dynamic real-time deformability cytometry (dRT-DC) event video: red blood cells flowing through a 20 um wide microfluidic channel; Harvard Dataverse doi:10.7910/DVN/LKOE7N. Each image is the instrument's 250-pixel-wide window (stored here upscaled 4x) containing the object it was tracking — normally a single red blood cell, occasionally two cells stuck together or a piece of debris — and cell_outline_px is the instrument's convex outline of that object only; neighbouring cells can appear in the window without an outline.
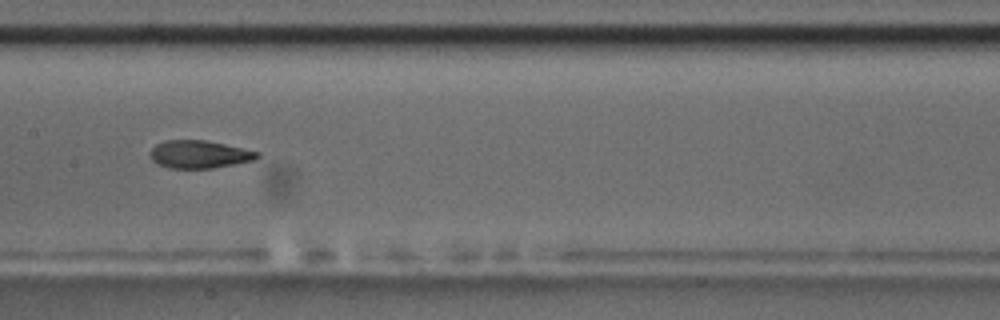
{"species": "common noctule bat (a hibernating species)", "species_latin": "Nyctalus noctula", "temperature_condition": "room temperature", "stored_images_in_passage": 15, "camera_frame_rate_fps": 3000, "um_per_image_px": 0.085, "animal": {"sex": "male", "body_mass_g": 17.5, "forearm_length_mm": 52.3}, "frame": {"image": 1, "passage_image": 7, "time_ms": 7.0, "image_size_px": [1000, 320], "cell_outline_px": [[260, 156], [252, 160], [212, 168], [168, 168], [156, 164], [148, 156], [148, 152], [156, 144], [164, 140], [204, 140], [224, 144], [260, 152]], "centroid_in_image_um": [16.86, 13.11], "position_along_channel_um": 190.5, "area_um2": 17.34}}
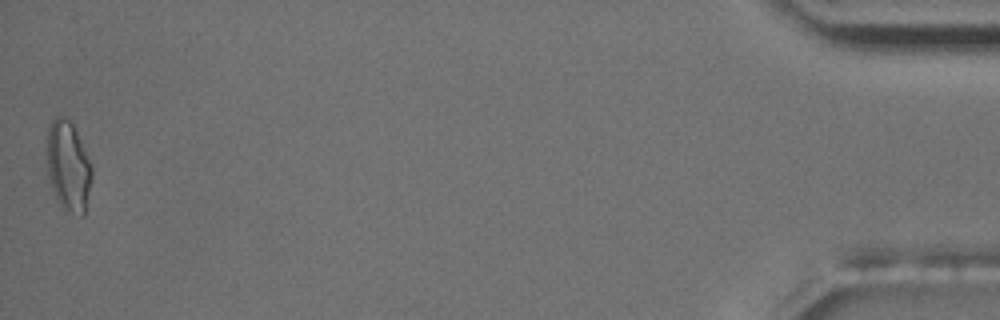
{"frame": {"image": 2, "passage_image": 15, "time_ms": 16.333, "image_size_px": [1000, 320], "cell_outline_px": [[92, 176], [84, 216], [80, 216], [64, 212], [56, 196], [48, 176], [48, 124], [56, 116], [64, 116], [72, 124], [92, 164]], "centroid_in_image_um": [5.82, 14.16], "position_along_channel_um": 429.4, "area_um2": 23.47}, "authors_computed_cell_mechanics": {"area_um2": 17.6868, "velocity_mm_per_s": 3.5568, "shape_relaxation_time_tau1_ms": 5.6426, "shape_relaxation_time_tau2_ms": 1.6333, "deformation_change_tau1": 0.1383, "deformation_change_tau2": 0.0741}}